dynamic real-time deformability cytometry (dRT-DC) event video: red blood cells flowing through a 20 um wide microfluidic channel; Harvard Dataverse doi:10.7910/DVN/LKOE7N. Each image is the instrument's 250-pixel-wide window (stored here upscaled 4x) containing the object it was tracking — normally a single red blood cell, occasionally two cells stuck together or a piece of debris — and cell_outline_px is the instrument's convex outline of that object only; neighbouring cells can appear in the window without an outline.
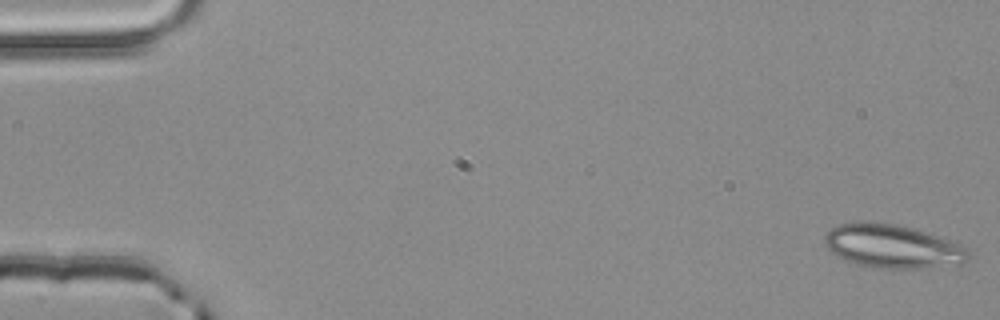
{"species": "common noctule bat (a hibernating species)", "species_latin": "Nyctalus noctula", "temperature_condition": "room temperature", "stored_images_in_passage": 4, "camera_frame_rate_fps": 3000, "um_per_image_px": 0.085, "animal": {"sex": "male", "body_mass_g": 20.4}, "frame": {"image": 1, "passage_image": 1, "time_ms": 0.0, "image_size_px": [1000, 320], "cell_outline_px": [[972, 256], [964, 264], [920, 268], [872, 268], [856, 264], [836, 256], [828, 252], [824, 244], [824, 236], [832, 228], [840, 224], [896, 224], [912, 228], [940, 236], [952, 240], [964, 248]], "centroid_in_image_um": [75.89, 20.98], "position_along_channel_um": 9.1, "area_um2": 36.18}}